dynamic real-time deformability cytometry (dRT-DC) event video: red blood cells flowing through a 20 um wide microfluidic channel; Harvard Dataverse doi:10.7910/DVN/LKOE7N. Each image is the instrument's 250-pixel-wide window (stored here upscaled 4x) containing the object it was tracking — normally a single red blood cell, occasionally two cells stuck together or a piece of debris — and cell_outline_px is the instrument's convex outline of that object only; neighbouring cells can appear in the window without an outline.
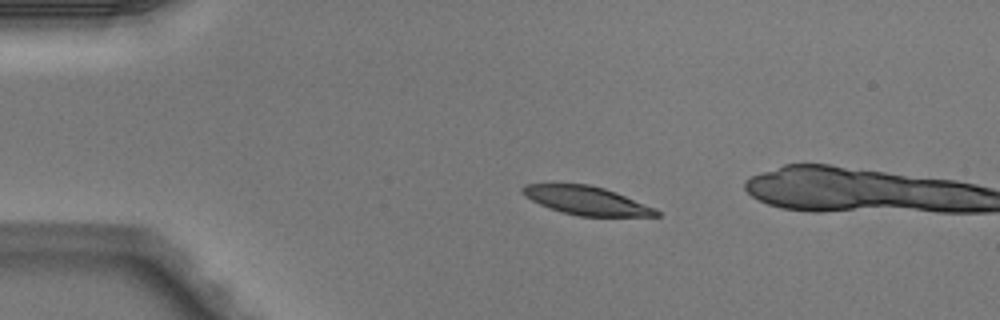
{"species": "Egyptian fruit bat (a non-hibernating species)", "species_latin": "Rousettus aegyptiacus", "temperature_condition": "warm", "stored_images_in_passage": 5, "camera_frame_rate_fps": 3000, "um_per_image_px": 0.085, "animal": {"sex": "male"}, "frame": {"image": 1, "passage_image": 3, "time_ms": 0.667, "image_size_px": [1000, 320], "cell_outline_px": [[660, 216], [580, 216], [560, 212], [540, 204], [524, 196], [520, 192], [520, 188], [524, 184], [588, 184], [604, 188], [616, 192], [656, 208], [660, 212]], "centroid_in_image_um": [49.84, 17.04], "position_along_channel_um": 35.2, "area_um2": 22.25}}